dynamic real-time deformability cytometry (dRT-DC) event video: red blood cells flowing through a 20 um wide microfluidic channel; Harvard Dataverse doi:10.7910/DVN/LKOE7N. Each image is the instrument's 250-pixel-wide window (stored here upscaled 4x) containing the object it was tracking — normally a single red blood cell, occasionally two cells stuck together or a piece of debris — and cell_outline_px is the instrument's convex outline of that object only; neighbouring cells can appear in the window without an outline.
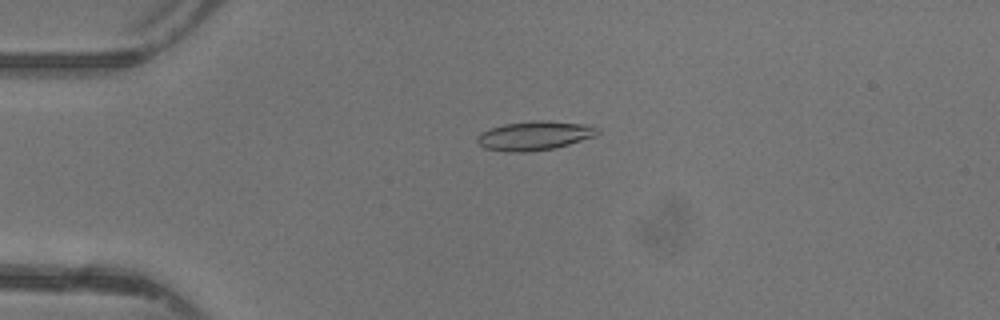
{"species": "common noctule bat (a hibernating species)", "species_latin": "Nyctalus noctula", "temperature_condition": "warm", "stored_images_in_passage": 45, "camera_frame_rate_fps": 3000, "um_per_image_px": 0.085, "animal": {"sex": "female"}, "frame": {"image": 1, "passage_image": 9, "time_ms": 2.667, "image_size_px": [1000, 320], "cell_outline_px": [[600, 132], [596, 136], [568, 144], [552, 148], [528, 152], [504, 152], [484, 148], [476, 140], [476, 136], [480, 132], [488, 128], [504, 124], [532, 120], [544, 120], [588, 124], [600, 128]], "centroid_in_image_um": [45.42, 11.52], "position_along_channel_um": 39.6, "area_um2": 20.69}}
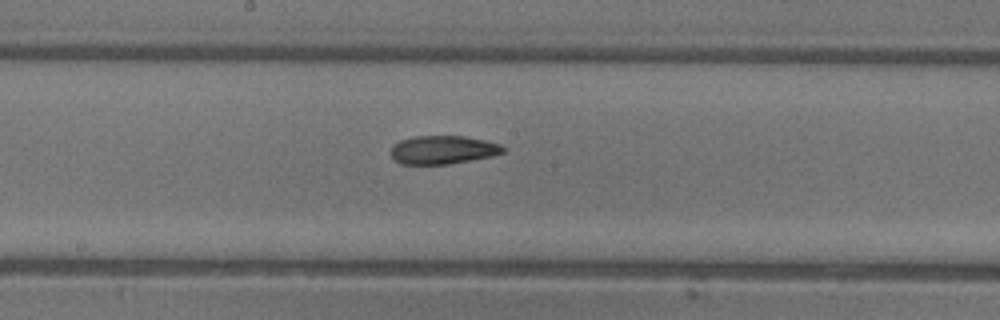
{"frame": {"image": 2, "passage_image": 23, "time_ms": 7.333, "image_size_px": [1000, 320], "cell_outline_px": [[508, 148], [504, 152], [492, 156], [448, 164], [400, 164], [392, 160], [392, 144], [400, 140], [412, 136], [464, 136], [488, 140], [500, 144]], "centroid_in_image_um": [37.66, 12.73], "position_along_channel_um": 210.5, "area_um2": 18.84}}
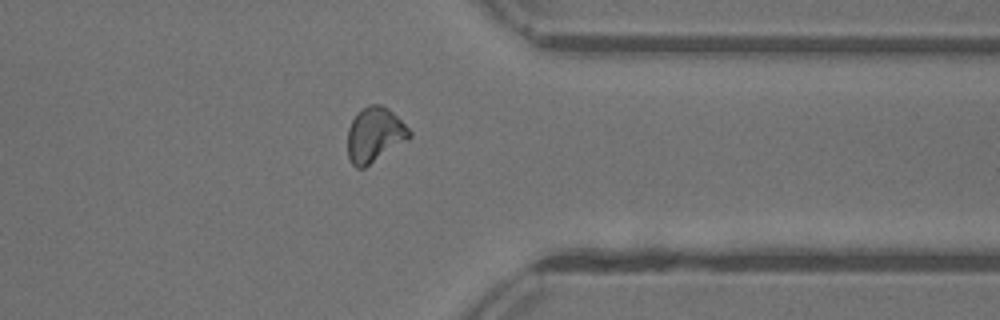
{"frame": {"image": 3, "passage_image": 35, "time_ms": 11.333, "image_size_px": [1000, 320], "cell_outline_px": [[412, 136], [364, 168], [356, 168], [352, 164], [348, 156], [348, 128], [356, 112], [360, 108], [368, 104], [380, 104], [388, 108], [412, 132]], "centroid_in_image_um": [31.81, 11.43], "position_along_channel_um": 379.6, "area_um2": 19.65}, "authors_computed_cell_mechanics": {"area_um2": 19.4786, "velocity_mm_per_s": 4.3858, "shape_relaxation_time_tau1_ms": 6.9144, "shape_relaxation_time_tau2_ms": 3.4973, "deformation_change_tau1": 0.2024, "deformation_change_tau2": 0.1103}}